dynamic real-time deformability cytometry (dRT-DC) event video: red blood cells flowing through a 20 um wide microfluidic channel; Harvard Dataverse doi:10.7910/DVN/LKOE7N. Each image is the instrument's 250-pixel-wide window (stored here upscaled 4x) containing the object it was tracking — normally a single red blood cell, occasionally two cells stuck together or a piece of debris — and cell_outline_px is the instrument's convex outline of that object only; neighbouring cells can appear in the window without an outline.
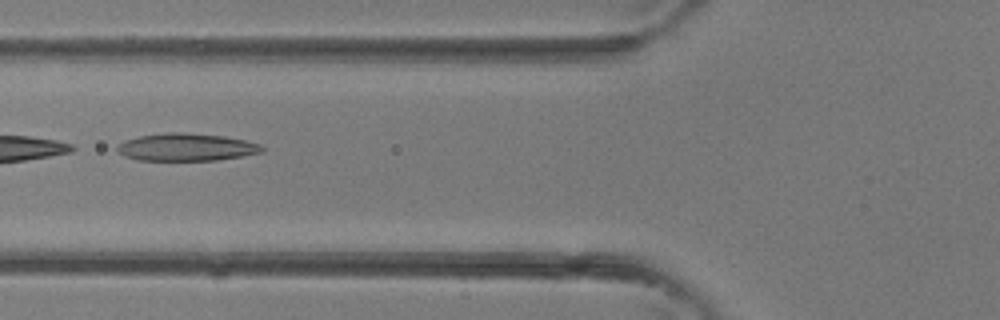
{"species": "common noctule bat (a hibernating species)", "species_latin": "Nyctalus noctula", "temperature_condition": "room temperature", "stored_images_in_passage": 4, "camera_frame_rate_fps": 3000, "um_per_image_px": 0.085, "animal": {"sex": "female"}, "frame": {"image": 1, "passage_image": 4, "time_ms": 1.0, "image_size_px": [1000, 320], "cell_outline_px": [[264, 152], [216, 160], [136, 160], [124, 156], [116, 152], [116, 144], [124, 140], [140, 136], [168, 132], [184, 132], [224, 136], [244, 140], [260, 144], [264, 148]], "centroid_in_image_um": [15.79, 12.5], "position_along_channel_um": 110.0, "area_um2": 23.35}}